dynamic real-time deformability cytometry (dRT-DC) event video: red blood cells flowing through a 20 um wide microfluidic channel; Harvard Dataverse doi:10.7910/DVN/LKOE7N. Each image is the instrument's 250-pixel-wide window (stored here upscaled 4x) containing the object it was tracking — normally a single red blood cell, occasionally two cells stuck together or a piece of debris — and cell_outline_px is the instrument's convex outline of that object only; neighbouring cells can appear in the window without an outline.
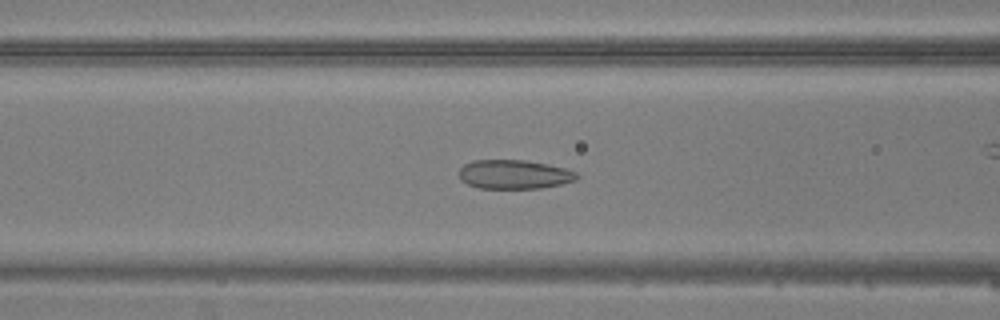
{"species": "common noctule bat (a hibernating species)", "species_latin": "Nyctalus noctula", "temperature_condition": "warm", "stored_images_in_passage": 49, "camera_frame_rate_fps": 3000, "um_per_image_px": 0.085, "animal": {"sex": "male", "body_mass_g": 20.5, "forearm_length_mm": 52.5}, "frame": {"image": 1, "passage_image": 20, "time_ms": 6.333, "image_size_px": [1000, 320], "cell_outline_px": [[580, 176], [576, 180], [560, 184], [540, 188], [480, 188], [468, 184], [460, 180], [460, 168], [464, 164], [472, 160], [524, 160], [548, 164], [564, 168], [576, 172]], "centroid_in_image_um": [43.7, 14.82], "position_along_channel_um": 122.9, "area_um2": 19.88}}
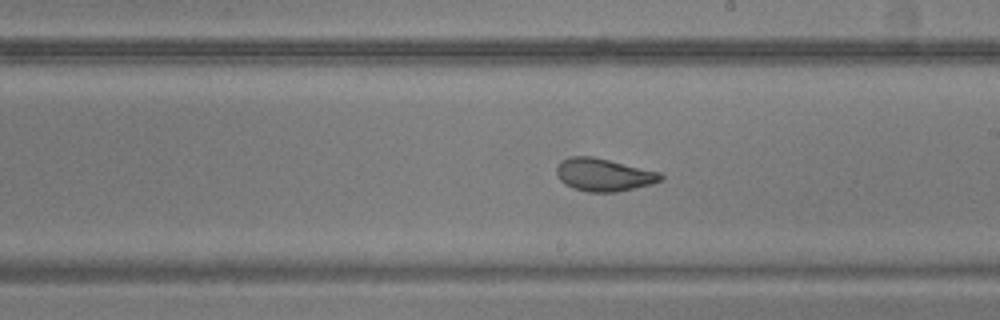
{"frame": {"image": 2, "passage_image": 28, "time_ms": 9.0, "image_size_px": [1000, 320], "cell_outline_px": [[664, 180], [652, 184], [616, 192], [588, 192], [572, 188], [564, 184], [560, 180], [556, 172], [556, 168], [568, 156], [592, 156], [660, 172], [664, 176]], "centroid_in_image_um": [51.33, 14.86], "position_along_channel_um": 237.7, "area_um2": 19.88}}
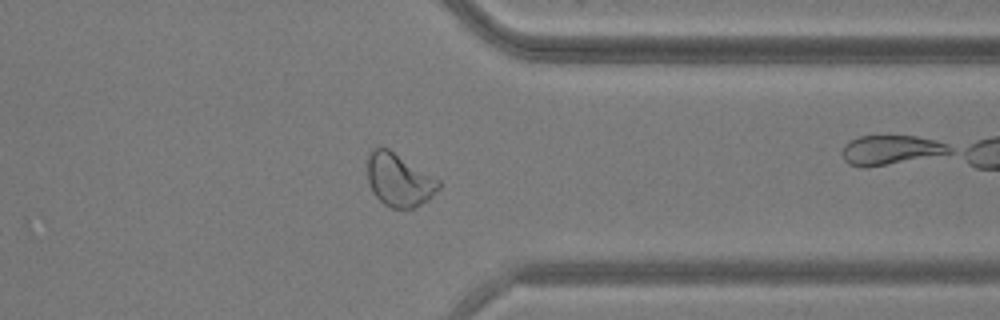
{"frame": {"image": 3, "passage_image": 38, "time_ms": 12.333, "image_size_px": [1000, 320], "cell_outline_px": [[440, 188], [428, 200], [412, 208], [392, 208], [384, 204], [372, 192], [368, 184], [368, 152], [372, 148], [388, 148], [440, 180]], "centroid_in_image_um": [33.91, 15.29], "position_along_channel_um": 377.5, "area_um2": 21.91}}